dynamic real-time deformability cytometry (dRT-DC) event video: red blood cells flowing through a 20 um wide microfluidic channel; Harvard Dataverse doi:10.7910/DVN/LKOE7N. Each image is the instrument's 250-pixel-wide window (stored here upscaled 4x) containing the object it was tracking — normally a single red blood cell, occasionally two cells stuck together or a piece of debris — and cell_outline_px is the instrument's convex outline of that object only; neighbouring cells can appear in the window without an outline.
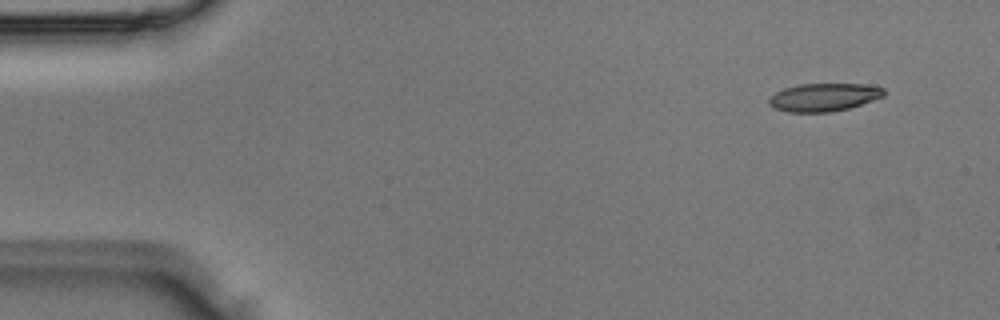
{"species": "Egyptian fruit bat (a non-hibernating species)", "species_latin": "Rousettus aegyptiacus", "temperature_condition": "room temperature", "stored_images_in_passage": 3, "camera_frame_rate_fps": 3000, "um_per_image_px": 0.085, "animal": {"sex": "male"}, "frame": {"image": 1, "passage_image": 1, "time_ms": 0.0, "image_size_px": [1000, 320], "cell_outline_px": [[884, 96], [848, 108], [832, 112], [788, 112], [776, 108], [768, 104], [768, 100], [776, 92], [784, 88], [800, 84], [864, 84], [884, 88]], "centroid_in_image_um": [70.01, 8.26], "position_along_channel_um": 15.0, "area_um2": 18.55}}